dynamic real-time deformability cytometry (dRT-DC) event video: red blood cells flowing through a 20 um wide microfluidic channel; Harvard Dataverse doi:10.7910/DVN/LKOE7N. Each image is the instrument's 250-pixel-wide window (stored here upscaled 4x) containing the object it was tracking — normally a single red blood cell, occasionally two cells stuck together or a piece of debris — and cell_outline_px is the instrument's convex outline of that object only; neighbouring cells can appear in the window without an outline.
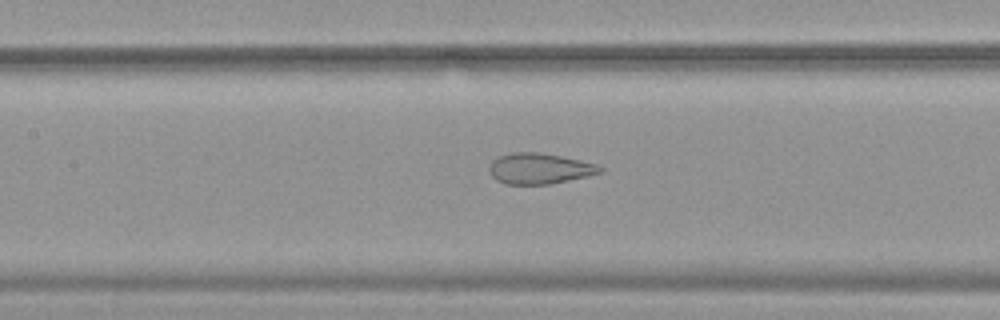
{"species": "common noctule bat (a hibernating species)", "species_latin": "Nyctalus noctula", "temperature_condition": "warm", "stored_images_in_passage": 53, "camera_frame_rate_fps": 3000, "um_per_image_px": 0.085, "animal": {"sex": "female", "body_mass_g": 19.9}, "frame": {"image": 1, "passage_image": 25, "time_ms": 8.0, "image_size_px": [1000, 320], "cell_outline_px": [[604, 168], [600, 172], [588, 176], [548, 184], [504, 184], [496, 180], [492, 176], [488, 168], [492, 160], [500, 156], [512, 152], [540, 152], [580, 160], [596, 164]], "centroid_in_image_um": [45.82, 14.32], "position_along_channel_um": 161.6, "area_um2": 19.77}}
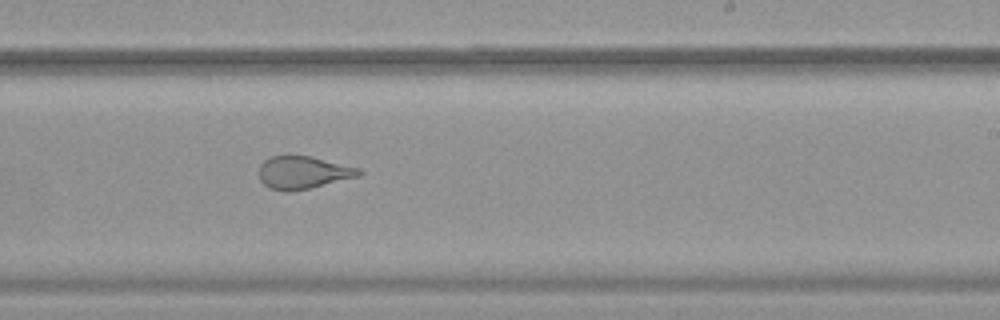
{"frame": {"image": 2, "passage_image": 33, "time_ms": 10.667, "image_size_px": [1000, 320], "cell_outline_px": [[364, 172], [360, 176], [312, 188], [288, 192], [284, 192], [272, 188], [264, 184], [260, 180], [260, 164], [264, 160], [272, 156], [308, 156], [360, 168]], "centroid_in_image_um": [25.79, 14.68], "position_along_channel_um": 263.2, "area_um2": 18.96}}
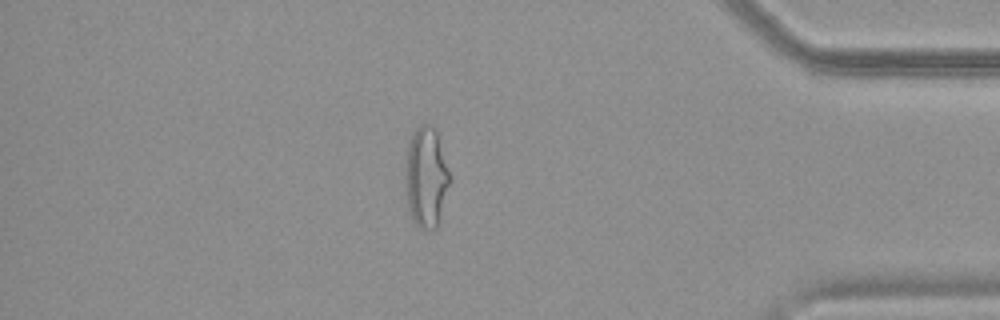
{"frame": {"image": 3, "passage_image": 46, "time_ms": 15.0, "image_size_px": [1000, 320], "cell_outline_px": [[452, 180], [436, 228], [420, 228], [416, 224], [408, 208], [408, 148], [412, 132], [420, 124], [432, 124], [436, 132]], "centroid_in_image_um": [36.28, 15.05], "position_along_channel_um": 398.9, "area_um2": 25.03}, "authors_computed_cell_mechanics": {"area_um2": 25.0274, "velocity_mm_per_s": 3.8368, "shape_relaxation_time_tau1_ms": null, "shape_relaxation_time_tau2_ms": 1.1122, "deformation_change_tau1": null, "deformation_change_tau2": 0.0788}}